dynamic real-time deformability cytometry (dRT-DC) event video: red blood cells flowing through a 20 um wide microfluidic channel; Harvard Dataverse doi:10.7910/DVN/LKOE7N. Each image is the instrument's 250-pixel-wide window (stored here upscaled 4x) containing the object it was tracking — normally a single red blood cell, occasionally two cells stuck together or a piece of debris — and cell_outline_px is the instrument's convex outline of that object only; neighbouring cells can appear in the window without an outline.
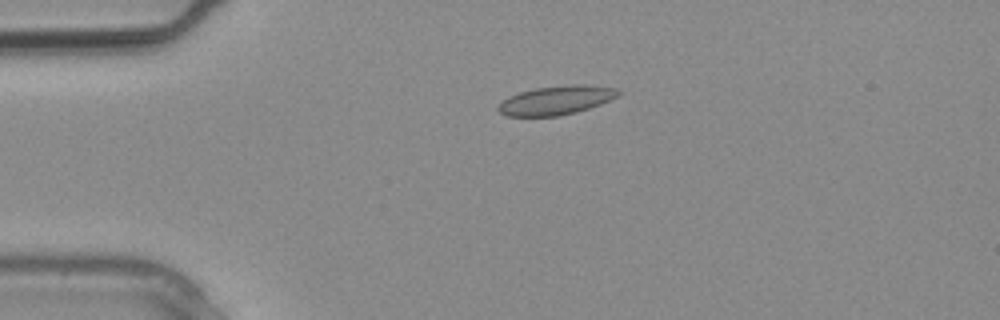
{"species": "common noctule bat (a hibernating species)", "species_latin": "Nyctalus noctula", "temperature_condition": "warm", "stored_images_in_passage": 3, "camera_frame_rate_fps": 3000, "um_per_image_px": 0.085, "animal": {"sex": "male", "body_mass_g": 20.4}, "frame": {"image": 1, "passage_image": 2, "time_ms": 0.333, "image_size_px": [1000, 320], "cell_outline_px": [[620, 92], [616, 96], [600, 104], [576, 112], [556, 116], [508, 116], [500, 112], [496, 108], [508, 96], [520, 92], [536, 88], [572, 84], [588, 84], [616, 88]], "centroid_in_image_um": [47.26, 8.51], "position_along_channel_um": 37.7, "area_um2": 20.0}}
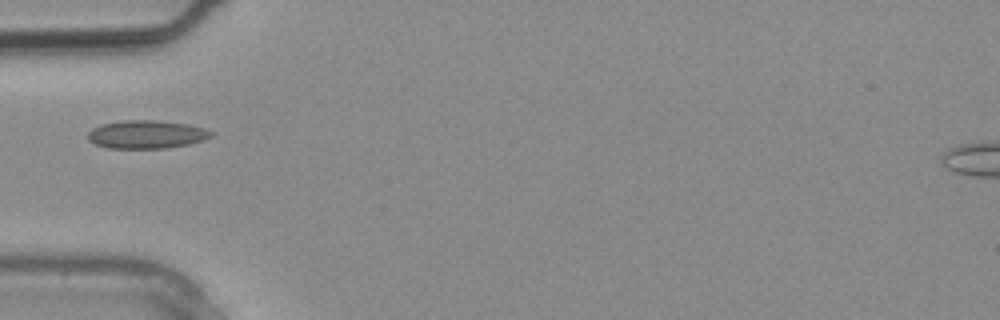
{"frame": {"image": 2, "passage_image": 3, "time_ms": 0.667, "image_size_px": [1000, 320], "cell_outline_px": [[212, 136], [188, 144], [168, 148], [108, 148], [96, 144], [88, 140], [88, 132], [92, 128], [100, 124], [120, 120], [156, 120], [188, 124], [204, 128], [212, 132]], "centroid_in_image_um": [12.4, 11.41], "position_along_channel_um": 72.6, "area_um2": 20.23}}